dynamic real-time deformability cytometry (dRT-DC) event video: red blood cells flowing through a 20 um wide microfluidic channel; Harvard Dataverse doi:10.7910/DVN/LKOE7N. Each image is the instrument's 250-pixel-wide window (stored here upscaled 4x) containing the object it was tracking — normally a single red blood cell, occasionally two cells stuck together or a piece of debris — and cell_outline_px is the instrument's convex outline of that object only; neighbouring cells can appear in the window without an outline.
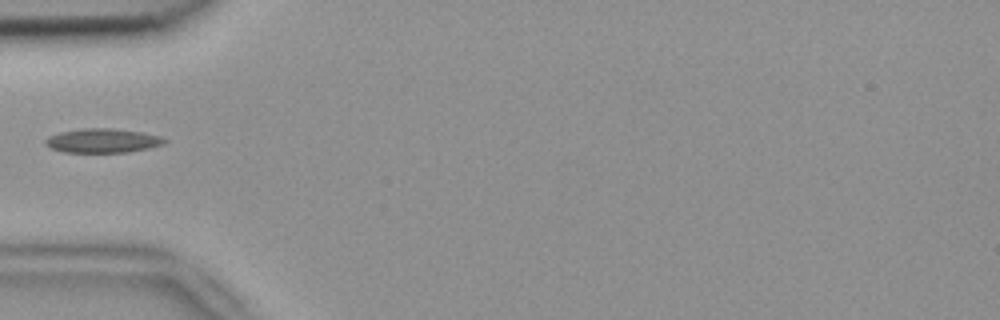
{"species": "common noctule bat (a hibernating species)", "species_latin": "Nyctalus noctula", "temperature_condition": "room temperature", "stored_images_in_passage": 36, "camera_frame_rate_fps": 3000, "um_per_image_px": 0.085, "animal": {"sex": "female", "body_mass_g": 18.4}, "frame": {"image": 1, "passage_image": 1, "time_ms": 0.0, "image_size_px": [1000, 320], "cell_outline_px": [[168, 140], [164, 144], [148, 148], [128, 152], [64, 152], [52, 148], [44, 144], [44, 140], [48, 136], [60, 132], [84, 128], [112, 128], [140, 132], [160, 136]], "centroid_in_image_um": [8.71, 11.95], "position_along_channel_um": 76.3, "area_um2": 16.7}}
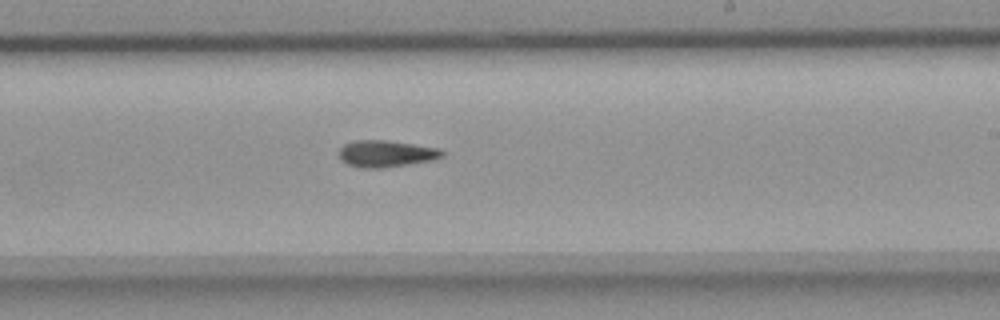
{"frame": {"image": 2, "passage_image": 15, "time_ms": 4.667, "image_size_px": [1000, 320], "cell_outline_px": [[444, 156], [432, 160], [384, 168], [360, 168], [348, 164], [340, 160], [340, 148], [344, 144], [356, 140], [384, 140], [440, 148], [444, 152]], "centroid_in_image_um": [32.81, 13.07], "position_along_channel_um": 256.2, "area_um2": 16.01}}
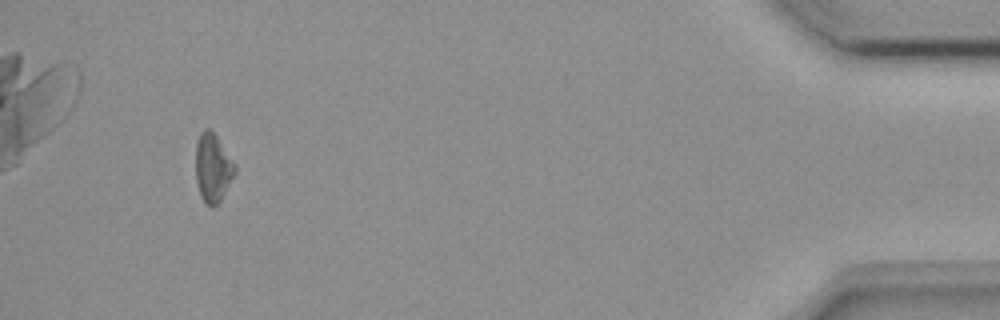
{"frame": {"image": 3, "passage_image": 33, "time_ms": 10.667, "image_size_px": [1000, 320], "cell_outline_px": [[236, 172], [220, 200], [212, 208], [204, 200], [200, 192], [196, 180], [196, 144], [200, 132], [204, 128], [208, 128], [216, 136], [236, 164]], "centroid_in_image_um": [18.09, 14.23], "position_along_channel_um": 417.1, "area_um2": 15.37}}